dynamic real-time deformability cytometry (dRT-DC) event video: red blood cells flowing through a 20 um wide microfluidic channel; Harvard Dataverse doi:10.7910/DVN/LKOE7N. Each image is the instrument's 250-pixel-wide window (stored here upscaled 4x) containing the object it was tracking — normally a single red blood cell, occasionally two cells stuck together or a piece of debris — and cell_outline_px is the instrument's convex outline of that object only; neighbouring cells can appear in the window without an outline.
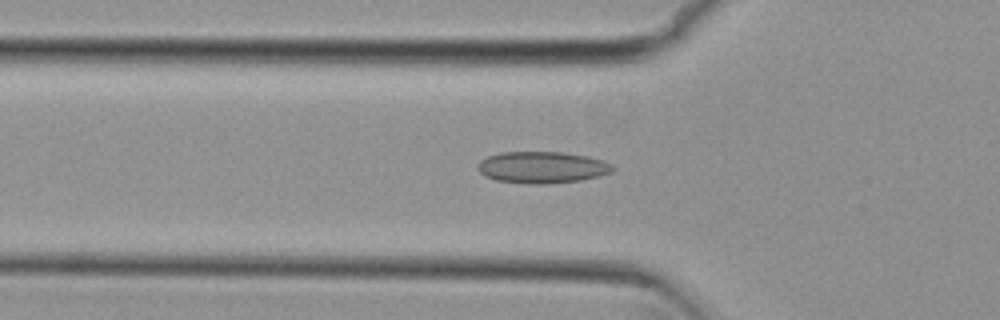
{"species": "common noctule bat (a hibernating species)", "species_latin": "Nyctalus noctula", "temperature_condition": "cold", "stored_images_in_passage": 52, "camera_frame_rate_fps": 3000, "um_per_image_px": 0.085, "animal": {"sex": "female", "body_mass_g": 29.2, "forearm_length_mm": 56.3}, "frame": {"image": 1, "passage_image": 17, "time_ms": 5.333, "image_size_px": [1000, 320], "cell_outline_px": [[616, 168], [612, 172], [600, 176], [580, 180], [548, 184], [528, 184], [496, 180], [484, 176], [476, 168], [480, 160], [488, 156], [500, 152], [560, 152], [588, 156], [612, 164]], "centroid_in_image_um": [46.07, 14.23], "position_along_channel_um": 79.7, "area_um2": 25.03}}
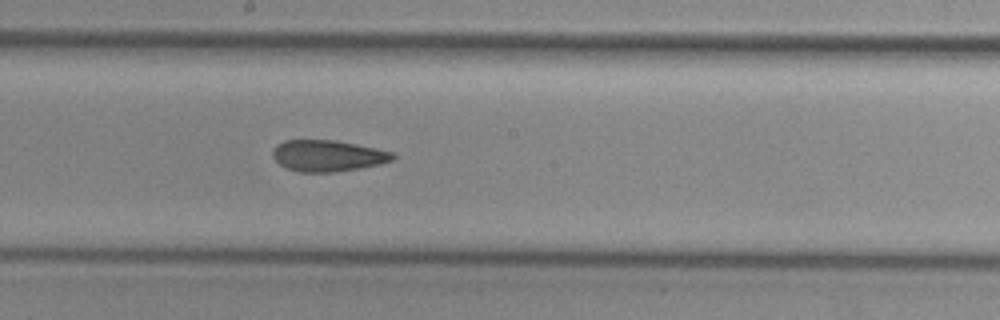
{"frame": {"image": 2, "passage_image": 28, "time_ms": 9.0, "image_size_px": [1000, 320], "cell_outline_px": [[396, 156], [392, 160], [380, 164], [360, 168], [332, 172], [300, 172], [288, 168], [280, 164], [272, 156], [272, 152], [276, 144], [284, 140], [336, 140], [396, 152]], "centroid_in_image_um": [27.88, 13.23], "position_along_channel_um": 220.3, "area_um2": 21.96}}
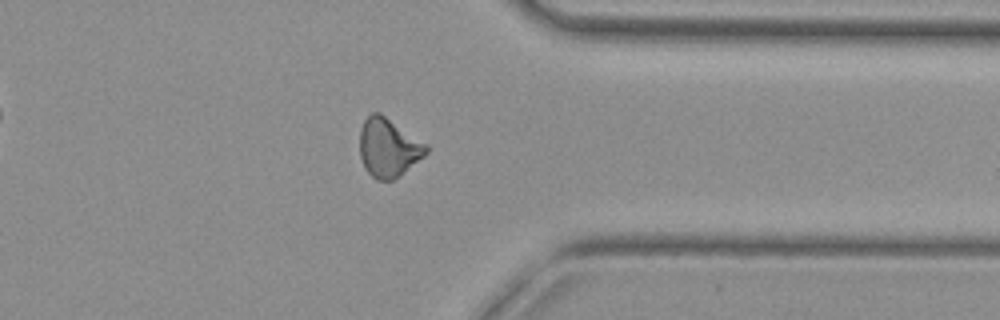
{"frame": {"image": 3, "passage_image": 41, "time_ms": 13.333, "image_size_px": [1000, 320], "cell_outline_px": [[428, 152], [424, 156], [392, 180], [376, 180], [364, 168], [360, 156], [360, 128], [364, 120], [372, 112], [380, 112], [428, 144]], "centroid_in_image_um": [33.0, 12.52], "position_along_channel_um": 378.4, "area_um2": 22.72}, "authors_computed_cell_mechanics": {"area_um2": 22.7443, "velocity_mm_per_s": 3.8172, "shape_relaxation_time_tau1_ms": null, "shape_relaxation_time_tau2_ms": 3.1289, "deformation_change_tau1": null, "deformation_change_tau2": 0.0977}}